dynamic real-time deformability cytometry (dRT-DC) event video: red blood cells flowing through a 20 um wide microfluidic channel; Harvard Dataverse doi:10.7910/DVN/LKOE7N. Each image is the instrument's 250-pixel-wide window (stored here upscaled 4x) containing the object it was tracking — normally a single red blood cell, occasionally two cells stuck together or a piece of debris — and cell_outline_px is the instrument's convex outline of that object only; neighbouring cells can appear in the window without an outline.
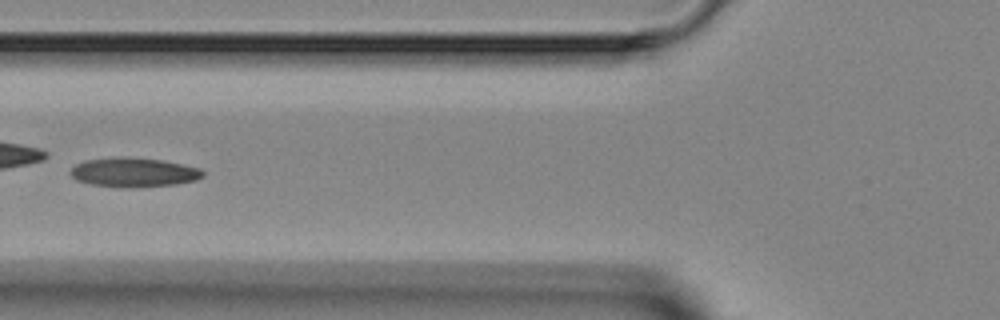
{"species": "Egyptian fruit bat (a non-hibernating species)", "species_latin": "Rousettus aegyptiacus", "temperature_condition": "room temperature", "stored_images_in_passage": 4, "camera_frame_rate_fps": 3000, "um_per_image_px": 0.085, "animal": {"sex": "female"}, "frame": {"image": 1, "passage_image": 4, "time_ms": 3.333, "image_size_px": [1000, 320], "cell_outline_px": [[204, 176], [196, 180], [176, 184], [128, 188], [124, 188], [92, 184], [76, 180], [72, 176], [72, 168], [76, 164], [84, 160], [124, 156], [160, 160], [200, 168], [204, 172]], "centroid_in_image_um": [11.37, 14.65], "position_along_channel_um": 114.4, "area_um2": 22.48}}